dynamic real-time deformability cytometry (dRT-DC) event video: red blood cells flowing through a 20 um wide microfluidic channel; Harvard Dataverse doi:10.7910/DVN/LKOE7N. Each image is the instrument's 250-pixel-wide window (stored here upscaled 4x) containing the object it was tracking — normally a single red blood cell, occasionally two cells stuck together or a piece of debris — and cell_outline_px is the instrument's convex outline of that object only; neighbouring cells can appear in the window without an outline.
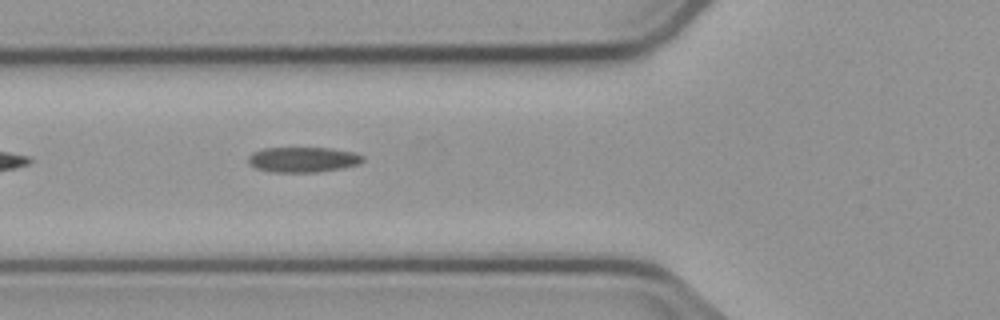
{"species": "common noctule bat (a hibernating species)", "species_latin": "Nyctalus noctula", "temperature_condition": "cold", "stored_images_in_passage": 2, "camera_frame_rate_fps": 3000, "um_per_image_px": 0.085, "animal": {"sex": "male", "body_mass_g": 23.1, "forearm_length_mm": 52.7}, "frame": {"image": 1, "passage_image": 2, "time_ms": 1.333, "image_size_px": [1000, 320], "cell_outline_px": [[364, 160], [360, 164], [340, 168], [316, 172], [272, 172], [256, 168], [248, 164], [248, 156], [252, 152], [264, 148], [328, 148], [352, 152], [364, 156]], "centroid_in_image_um": [25.72, 13.56], "position_along_channel_um": 100.1, "area_um2": 16.82}}